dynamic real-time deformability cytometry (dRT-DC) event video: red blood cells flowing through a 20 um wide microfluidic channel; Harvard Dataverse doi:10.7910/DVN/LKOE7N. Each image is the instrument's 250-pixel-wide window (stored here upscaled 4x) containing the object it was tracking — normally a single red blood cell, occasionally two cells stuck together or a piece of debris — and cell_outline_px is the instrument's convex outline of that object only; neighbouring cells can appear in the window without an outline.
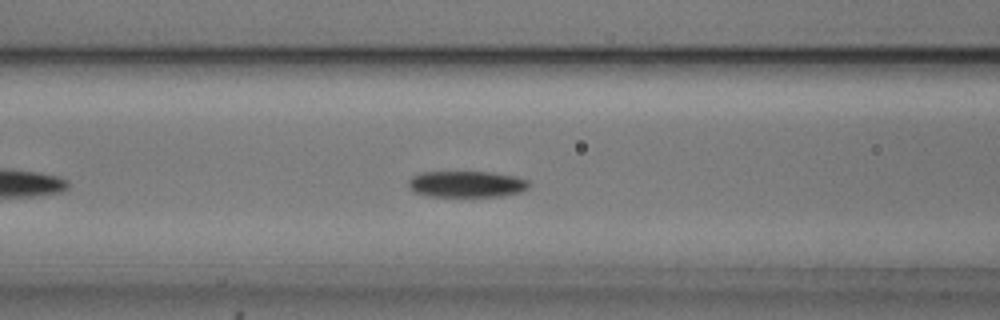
{"species": "common noctule bat (a hibernating species)", "species_latin": "Nyctalus noctula", "temperature_condition": "cold", "stored_images_in_passage": 29, "camera_frame_rate_fps": 3000, "um_per_image_px": 0.085, "animal": {"sex": "male", "body_mass_g": 20.5, "forearm_length_mm": 52.5}, "frame": {"image": 1, "passage_image": 11, "time_ms": 3.333, "image_size_px": [1000, 320], "cell_outline_px": [[528, 188], [520, 192], [500, 196], [428, 196], [416, 192], [408, 184], [408, 180], [412, 176], [420, 172], [492, 172], [516, 176], [528, 180]], "centroid_in_image_um": [39.67, 15.64], "position_along_channel_um": 126.9, "area_um2": 18.38}}
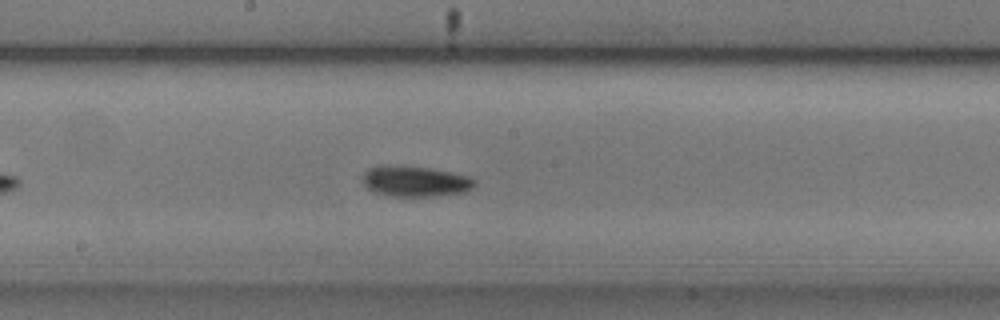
{"frame": {"image": 2, "passage_image": 18, "time_ms": 5.667, "image_size_px": [1000, 320], "cell_outline_px": [[476, 184], [472, 188], [464, 192], [432, 196], [392, 196], [376, 192], [368, 188], [364, 184], [364, 172], [368, 168], [376, 164], [388, 164], [428, 168], [468, 176], [476, 180]], "centroid_in_image_um": [35.26, 15.39], "position_along_channel_um": 212.9, "area_um2": 19.94}}
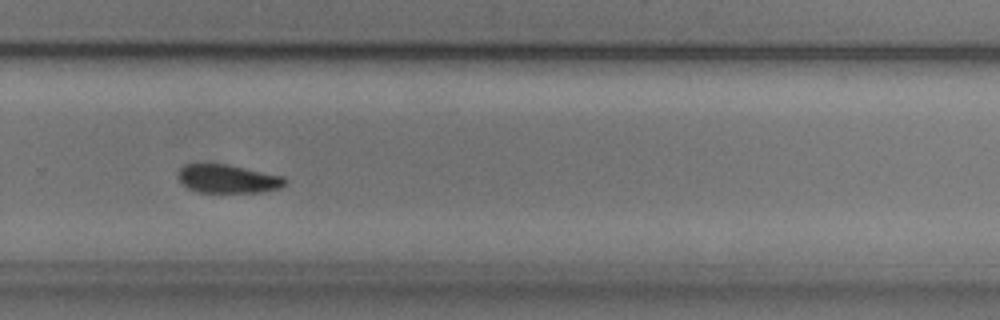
{"frame": {"image": 3, "passage_image": 26, "time_ms": 8.333, "image_size_px": [1000, 320], "cell_outline_px": [[288, 180], [280, 188], [260, 192], [200, 192], [188, 188], [180, 180], [180, 168], [184, 164], [228, 164], [284, 176]], "centroid_in_image_um": [19.42, 15.19], "position_along_channel_um": 310.4, "area_um2": 17.57}}